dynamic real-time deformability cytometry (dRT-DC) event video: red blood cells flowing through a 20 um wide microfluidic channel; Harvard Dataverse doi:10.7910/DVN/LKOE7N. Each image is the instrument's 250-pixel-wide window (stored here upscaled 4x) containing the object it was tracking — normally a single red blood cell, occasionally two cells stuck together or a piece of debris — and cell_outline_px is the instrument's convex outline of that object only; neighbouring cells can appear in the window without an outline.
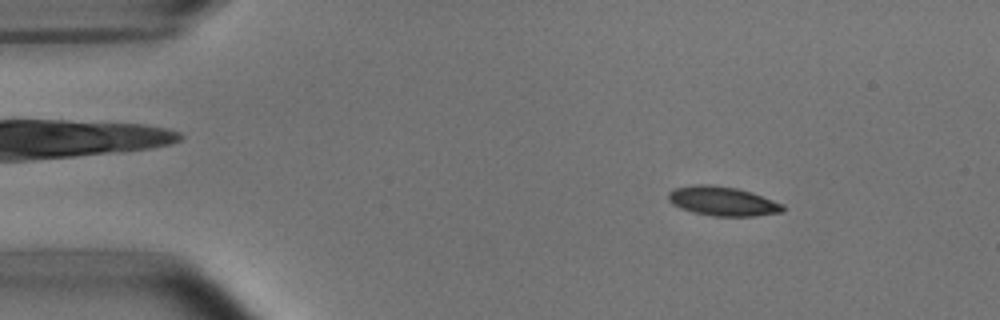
{"species": "common noctule bat (a hibernating species)", "species_latin": "Nyctalus noctula", "temperature_condition": "room temperature", "stored_images_in_passage": 7, "camera_frame_rate_fps": 3000, "um_per_image_px": 0.085, "animal": {"sex": "male", "body_mass_g": 15.6}, "frame": {"image": 1, "passage_image": 3, "time_ms": 2.333, "image_size_px": [1000, 320], "cell_outline_px": [[784, 212], [756, 216], [712, 216], [692, 212], [680, 208], [672, 204], [668, 200], [668, 192], [676, 188], [696, 184], [712, 184], [736, 188], [752, 192], [784, 204]], "centroid_in_image_um": [61.43, 17.1], "position_along_channel_um": 23.6, "area_um2": 19.71}}
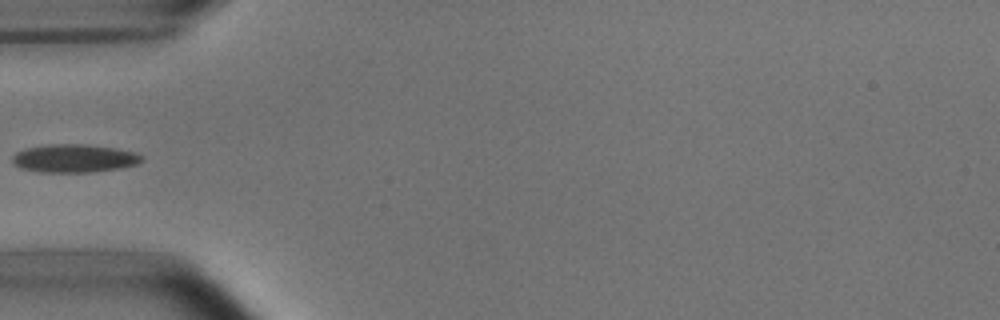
{"frame": {"image": 2, "passage_image": 5, "time_ms": 5.667, "image_size_px": [1000, 320], "cell_outline_px": [[144, 160], [136, 164], [120, 168], [92, 172], [40, 172], [24, 168], [12, 164], [12, 156], [16, 152], [28, 148], [52, 144], [88, 144], [116, 148], [136, 152], [144, 156]], "centroid_in_image_um": [6.35, 13.45], "position_along_channel_um": 78.6, "area_um2": 21.27}}
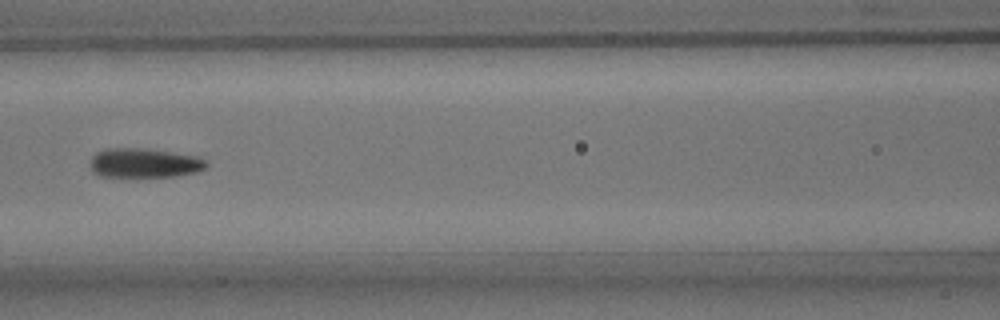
{"frame": {"image": 3, "passage_image": 7, "time_ms": 7.667, "image_size_px": [1000, 320], "cell_outline_px": [[208, 168], [196, 172], [176, 176], [100, 176], [92, 172], [92, 156], [96, 152], [108, 148], [140, 148], [196, 156], [208, 160]], "centroid_in_image_um": [12.3, 13.85], "position_along_channel_um": 154.3, "area_um2": 19.71}}